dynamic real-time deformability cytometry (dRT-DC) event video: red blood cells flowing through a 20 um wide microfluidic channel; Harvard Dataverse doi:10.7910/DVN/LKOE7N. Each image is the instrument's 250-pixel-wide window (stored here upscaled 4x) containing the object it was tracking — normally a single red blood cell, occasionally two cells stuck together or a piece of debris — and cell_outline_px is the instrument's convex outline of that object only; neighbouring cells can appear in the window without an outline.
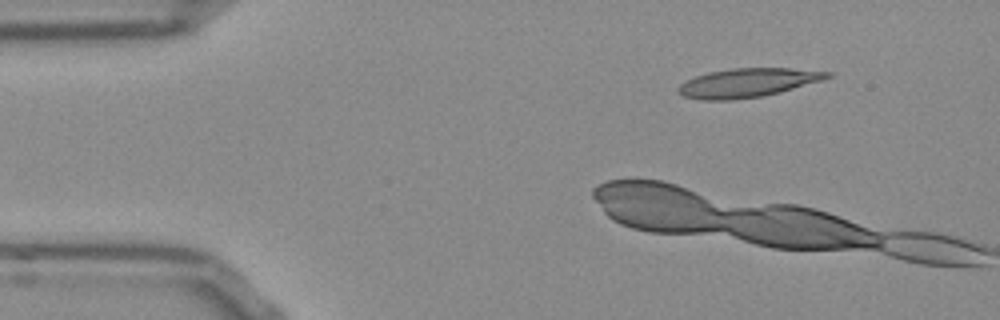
{"species": "Egyptian fruit bat (a non-hibernating species)", "species_latin": "Rousettus aegyptiacus", "temperature_condition": "room temperature", "stored_images_in_passage": 6, "camera_frame_rate_fps": 3000, "um_per_image_px": 0.085, "frame": {"image": 1, "passage_image": 1, "time_ms": 0.0, "image_size_px": [1000, 320], "cell_outline_px": [[832, 76], [824, 80], [780, 92], [760, 96], [732, 100], [700, 100], [684, 96], [676, 92], [676, 88], [680, 84], [696, 76], [708, 72], [732, 68], [788, 68], [832, 72]], "centroid_in_image_um": [63.54, 7.03], "position_along_channel_um": 21.5, "area_um2": 25.09}}